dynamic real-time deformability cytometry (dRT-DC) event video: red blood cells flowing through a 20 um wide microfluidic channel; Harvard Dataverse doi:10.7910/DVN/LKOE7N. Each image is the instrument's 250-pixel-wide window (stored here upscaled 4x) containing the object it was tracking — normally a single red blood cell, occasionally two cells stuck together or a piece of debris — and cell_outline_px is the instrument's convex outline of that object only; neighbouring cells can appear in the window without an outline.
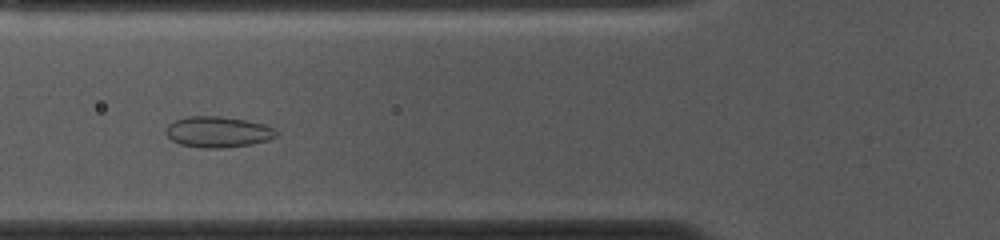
{"species": "common noctule bat (a hibernating species)", "species_latin": "Nyctalus noctula", "temperature_condition": "cold", "stored_images_in_passage": 19, "camera_frame_rate_fps": 3000, "um_per_image_px": 0.085, "animal": {"sex": "female", "body_mass_g": 10.0, "forearm_length_mm": 53.1}, "frame": {"image": 1, "passage_image": 9, "time_ms": 2.667, "image_size_px": [1000, 240], "cell_outline_px": [[280, 132], [276, 136], [268, 140], [252, 144], [224, 148], [200, 148], [180, 144], [172, 140], [164, 132], [168, 124], [176, 120], [188, 116], [220, 116], [244, 120], [264, 124]], "centroid_in_image_um": [18.52, 11.22], "position_along_channel_um": 107.3, "area_um2": 19.94}}